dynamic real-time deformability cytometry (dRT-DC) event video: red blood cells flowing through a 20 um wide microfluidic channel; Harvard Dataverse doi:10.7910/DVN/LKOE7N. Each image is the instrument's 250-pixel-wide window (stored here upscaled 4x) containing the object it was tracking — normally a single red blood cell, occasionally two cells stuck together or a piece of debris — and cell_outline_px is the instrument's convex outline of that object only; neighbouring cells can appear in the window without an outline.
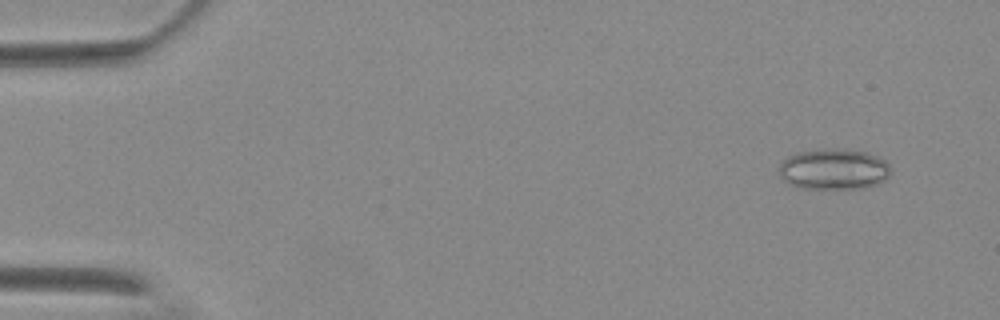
{"species": "Egyptian fruit bat (a non-hibernating species)", "species_latin": "Rousettus aegyptiacus", "temperature_condition": "warm", "stored_images_in_passage": 6, "camera_frame_rate_fps": 3000, "um_per_image_px": 0.085, "animal": {"sex": "female"}, "frame": {"image": 1, "passage_image": 2, "time_ms": 1.333, "image_size_px": [1000, 320], "cell_outline_px": [[892, 172], [884, 180], [876, 184], [864, 188], [804, 188], [792, 184], [784, 180], [780, 176], [780, 164], [788, 156], [800, 152], [832, 148], [836, 148], [864, 152], [876, 156], [884, 160], [892, 168]], "centroid_in_image_um": [70.9, 14.38], "position_along_channel_um": 14.1, "area_um2": 26.24}}